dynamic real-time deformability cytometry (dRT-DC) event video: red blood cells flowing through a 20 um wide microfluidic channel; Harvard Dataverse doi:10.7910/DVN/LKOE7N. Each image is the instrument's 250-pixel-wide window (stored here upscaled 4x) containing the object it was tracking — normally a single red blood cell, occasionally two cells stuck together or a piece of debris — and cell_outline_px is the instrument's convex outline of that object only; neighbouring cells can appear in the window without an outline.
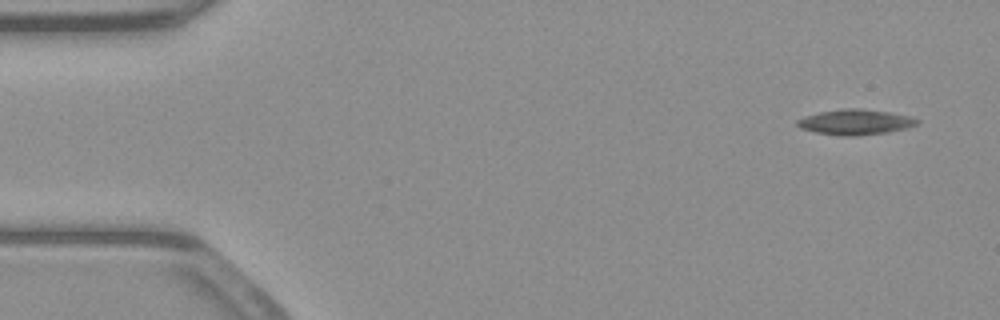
{"species": "common noctule bat (a hibernating species)", "species_latin": "Nyctalus noctula", "temperature_condition": "warm", "stored_images_in_passage": 52, "camera_frame_rate_fps": 3000, "um_per_image_px": 0.085, "animal": {"sex": "male", "body_mass_g": 23.1, "forearm_length_mm": 52.7}, "frame": {"image": 1, "passage_image": 3, "time_ms": 0.667, "image_size_px": [1000, 320], "cell_outline_px": [[920, 120], [916, 124], [908, 128], [888, 132], [856, 136], [844, 136], [816, 132], [800, 128], [796, 124], [796, 120], [804, 116], [820, 112], [844, 108], [860, 108], [888, 112], [908, 116]], "centroid_in_image_um": [72.69, 10.37], "position_along_channel_um": 12.3, "area_um2": 17.63}}
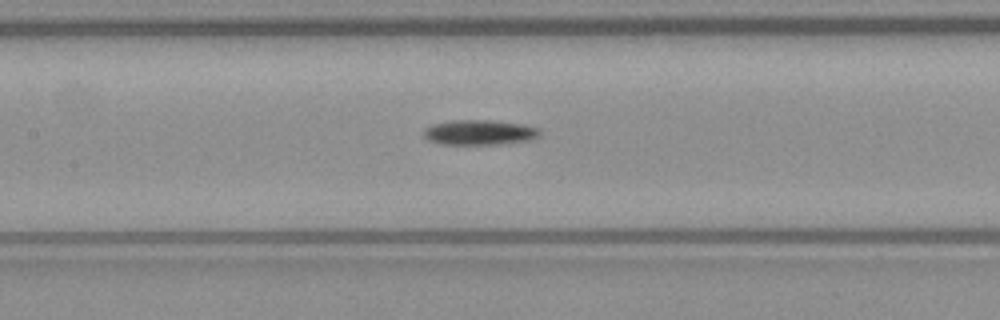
{"frame": {"image": 2, "passage_image": 24, "time_ms": 7.667, "image_size_px": [1000, 320], "cell_outline_px": [[540, 136], [528, 140], [496, 144], [440, 144], [428, 140], [424, 136], [424, 128], [432, 124], [452, 120], [488, 120], [524, 124], [540, 128]], "centroid_in_image_um": [40.75, 11.24], "position_along_channel_um": 166.7, "area_um2": 16.94}}
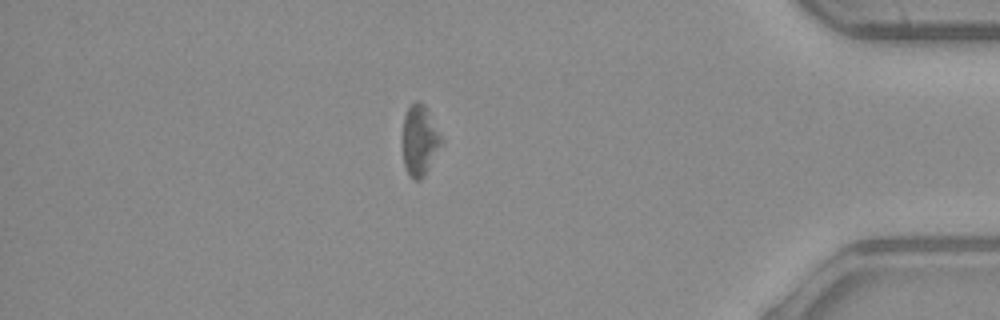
{"frame": {"image": 3, "passage_image": 45, "time_ms": 14.667, "image_size_px": [1000, 320], "cell_outline_px": [[444, 140], [424, 176], [420, 180], [412, 180], [404, 168], [404, 116], [408, 108], [416, 100], [420, 100], [424, 104]], "centroid_in_image_um": [35.69, 11.94], "position_along_channel_um": 399.5, "area_um2": 15.72}, "authors_computed_cell_mechanics": {"area_um2": 16.7331, "velocity_mm_per_s": 3.9303, "shape_relaxation_time_tau1_ms": 2.6087, "shape_relaxation_time_tau2_ms": null, "deformation_change_tau1": 0.1068, "deformation_change_tau2": null}}